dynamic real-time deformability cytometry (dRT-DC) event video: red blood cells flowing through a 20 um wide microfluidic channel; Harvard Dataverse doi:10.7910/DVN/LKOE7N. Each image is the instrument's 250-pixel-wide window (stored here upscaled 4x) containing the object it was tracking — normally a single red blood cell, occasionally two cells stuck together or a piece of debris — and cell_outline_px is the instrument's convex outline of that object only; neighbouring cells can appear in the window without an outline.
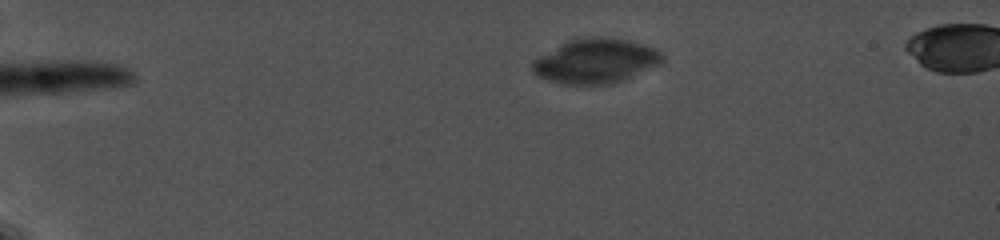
{"species": "common noctule bat (a hibernating species)", "species_latin": "Nyctalus noctula", "temperature_condition": "cold", "stored_images_in_passage": 24, "camera_frame_rate_fps": 5000, "um_per_image_px": 0.085, "animal": {"sex": "female", "body_mass_g": 19.0, "forearm_length_mm": 56.7}, "frame": {"image": 1, "passage_image": 8, "time_ms": 2.0, "image_size_px": [1000, 240], "cell_outline_px": [[664, 64], [624, 80], [612, 84], [564, 84], [548, 80], [536, 76], [532, 72], [532, 64], [540, 56], [560, 44], [568, 40], [592, 36], [612, 36], [644, 44], [656, 48], [664, 56]], "centroid_in_image_um": [50.71, 5.18], "position_along_channel_um": 34.3, "area_um2": 34.28}}